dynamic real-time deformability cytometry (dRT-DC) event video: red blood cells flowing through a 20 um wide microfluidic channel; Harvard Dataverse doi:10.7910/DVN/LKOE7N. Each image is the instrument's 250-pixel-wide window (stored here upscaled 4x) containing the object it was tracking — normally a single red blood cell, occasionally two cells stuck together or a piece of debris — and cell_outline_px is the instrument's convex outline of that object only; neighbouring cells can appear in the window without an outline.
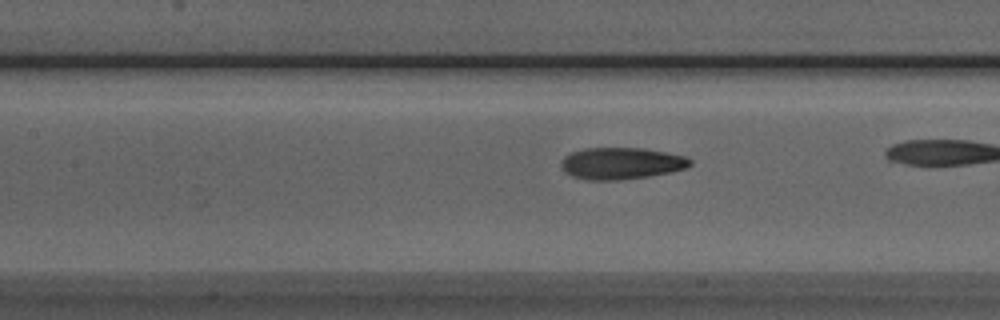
{"species": "Egyptian fruit bat (a non-hibernating species)", "species_latin": "Rousettus aegyptiacus", "temperature_condition": "room temperature", "stored_images_in_passage": 31, "camera_frame_rate_fps": 3000, "um_per_image_px": 0.085, "animal": {"sex": "male"}, "frame": {"image": 1, "passage_image": 14, "time_ms": 4.333, "image_size_px": [1000, 320], "cell_outline_px": [[692, 164], [684, 168], [668, 172], [648, 176], [620, 180], [588, 180], [572, 176], [564, 172], [560, 164], [560, 160], [564, 156], [572, 152], [584, 148], [640, 148], [664, 152], [684, 156], [692, 160]], "centroid_in_image_um": [52.74, 13.88], "position_along_channel_um": 154.7, "area_um2": 23.76}}